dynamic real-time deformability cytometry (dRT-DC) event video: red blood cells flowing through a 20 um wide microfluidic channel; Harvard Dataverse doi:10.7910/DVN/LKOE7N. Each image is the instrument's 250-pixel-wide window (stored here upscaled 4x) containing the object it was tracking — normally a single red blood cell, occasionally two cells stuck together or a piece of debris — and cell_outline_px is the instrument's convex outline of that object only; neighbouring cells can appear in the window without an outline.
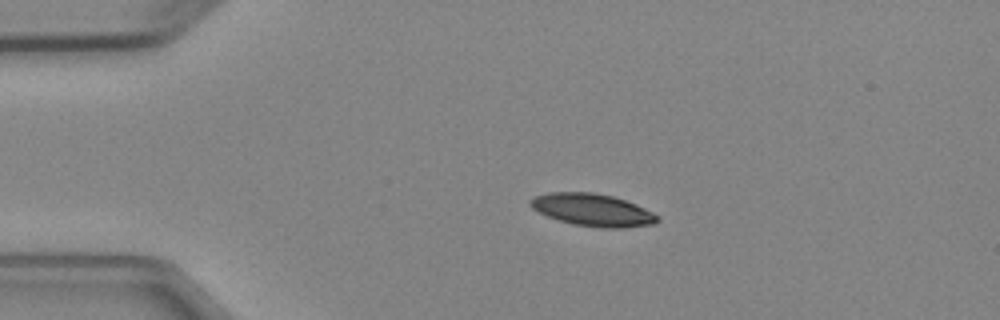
{"species": "Egyptian fruit bat (a non-hibernating species)", "species_latin": "Rousettus aegyptiacus", "temperature_condition": "cold", "stored_images_in_passage": 3, "camera_frame_rate_fps": 3000, "um_per_image_px": 0.085, "animal": {"sex": "female"}, "frame": {"image": 1, "passage_image": 2, "time_ms": 1.333, "image_size_px": [1000, 320], "cell_outline_px": [[660, 220], [656, 224], [624, 228], [600, 228], [572, 224], [548, 216], [532, 208], [528, 204], [528, 200], [536, 196], [548, 192], [592, 192], [612, 196], [636, 204], [660, 216]], "centroid_in_image_um": [50.39, 17.85], "position_along_channel_um": 34.6, "area_um2": 24.1}}